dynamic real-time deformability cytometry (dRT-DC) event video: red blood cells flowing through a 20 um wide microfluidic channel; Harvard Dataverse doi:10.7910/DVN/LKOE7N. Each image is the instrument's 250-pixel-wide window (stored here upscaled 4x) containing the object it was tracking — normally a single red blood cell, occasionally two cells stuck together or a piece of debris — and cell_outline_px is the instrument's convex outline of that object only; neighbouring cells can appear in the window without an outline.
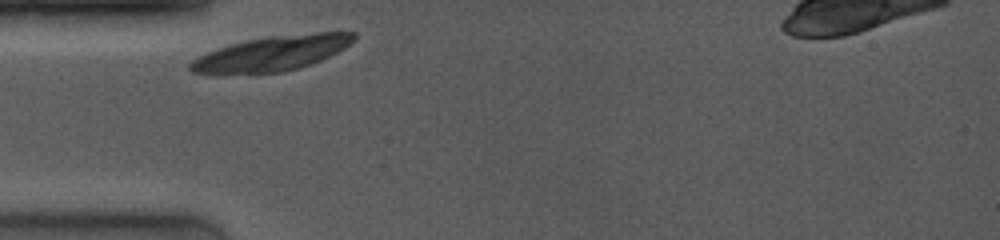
{"species": "common noctule bat (a hibernating species)", "species_latin": "Nyctalus noctula", "temperature_condition": "room temperature", "stored_images_in_passage": 1, "camera_frame_rate_fps": 4000, "um_per_image_px": 0.085, "animal": {"sex": "female", "body_mass_g": 19.0, "forearm_length_mm": 53.3}, "frame": {"image": 1, "passage_image": 1, "time_ms": 0.0, "image_size_px": [1000, 240], "cell_outline_px": [[356, 36], [344, 48], [320, 60], [284, 72], [192, 72], [188, 68], [188, 64], [196, 56], [232, 44], [248, 40], [268, 36], [316, 32], [356, 32]], "centroid_in_image_um": [23.14, 4.51], "position_along_channel_um": 61.9, "area_um2": 32.19}}